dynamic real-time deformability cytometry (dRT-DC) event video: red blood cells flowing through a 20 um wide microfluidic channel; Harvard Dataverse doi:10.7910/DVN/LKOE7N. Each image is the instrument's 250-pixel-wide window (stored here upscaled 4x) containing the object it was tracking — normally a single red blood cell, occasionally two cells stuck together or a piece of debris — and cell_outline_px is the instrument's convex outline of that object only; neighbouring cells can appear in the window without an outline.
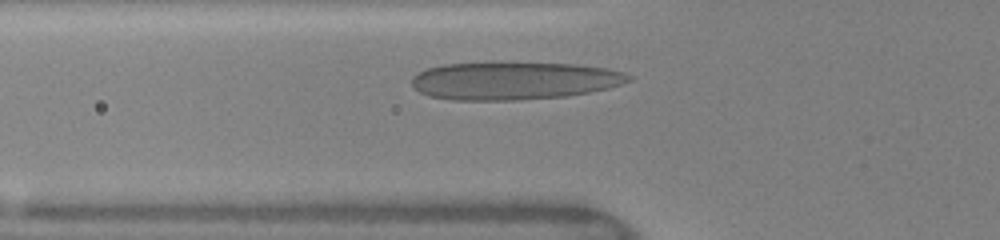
{"species": "human", "species_latin": "Homo sapiens", "temperature_condition": "warm", "stored_images_in_passage": 27, "camera_frame_rate_fps": 3000, "um_per_image_px": 0.085, "donor": {"sex": "female"}, "frame": {"image": 1, "passage_image": 3, "time_ms": 0.667, "image_size_px": [1000, 240], "cell_outline_px": [[632, 80], [608, 88], [568, 96], [516, 100], [452, 100], [428, 96], [412, 88], [412, 76], [428, 68], [444, 64], [576, 64], [608, 68], [624, 72], [632, 76]], "centroid_in_image_um": [43.69, 6.88], "position_along_channel_um": 82.1, "area_um2": 47.22}}
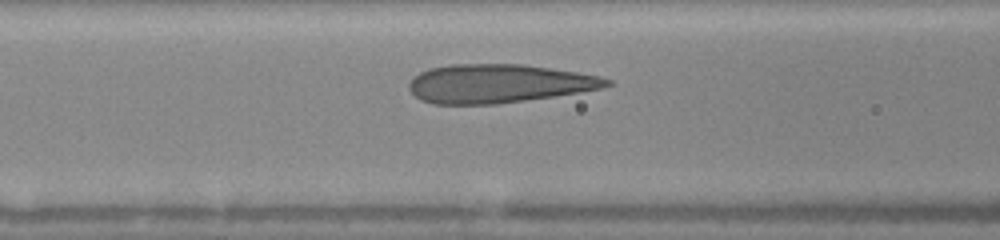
{"frame": {"image": 2, "passage_image": 6, "time_ms": 1.667, "image_size_px": [1000, 240], "cell_outline_px": [[612, 84], [600, 88], [552, 96], [496, 104], [432, 104], [420, 100], [408, 88], [408, 84], [420, 72], [428, 68], [452, 64], [524, 64], [552, 68], [600, 76], [612, 80]], "centroid_in_image_um": [42.34, 7.09], "position_along_channel_um": 124.3, "area_um2": 44.27}}
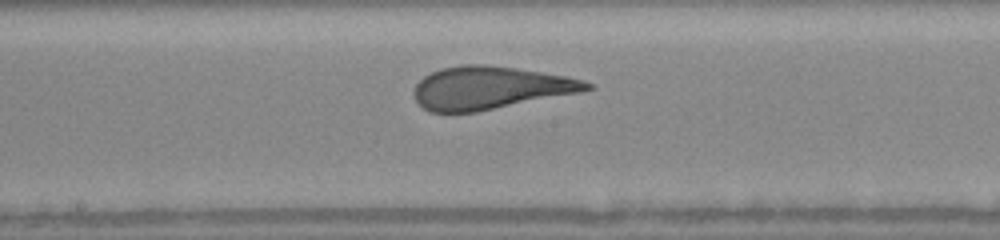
{"frame": {"image": 3, "passage_image": 12, "time_ms": 3.667, "image_size_px": [1000, 240], "cell_outline_px": [[592, 88], [580, 92], [476, 112], [432, 112], [424, 108], [416, 100], [412, 92], [416, 84], [424, 76], [440, 68], [460, 64], [488, 64], [516, 68], [564, 76], [584, 80], [592, 84]], "centroid_in_image_um": [41.61, 7.45], "position_along_channel_um": 206.6, "area_um2": 42.89}, "authors_computed_cell_mechanics": {"area_um2": 43.8702, "velocity_mm_per_s": 4.107, "shape_relaxation_time_tau1_ms": 4.0357, "shape_relaxation_time_tau2_ms": null, "deformation_change_tau1": 0.2168, "deformation_change_tau2": null}}